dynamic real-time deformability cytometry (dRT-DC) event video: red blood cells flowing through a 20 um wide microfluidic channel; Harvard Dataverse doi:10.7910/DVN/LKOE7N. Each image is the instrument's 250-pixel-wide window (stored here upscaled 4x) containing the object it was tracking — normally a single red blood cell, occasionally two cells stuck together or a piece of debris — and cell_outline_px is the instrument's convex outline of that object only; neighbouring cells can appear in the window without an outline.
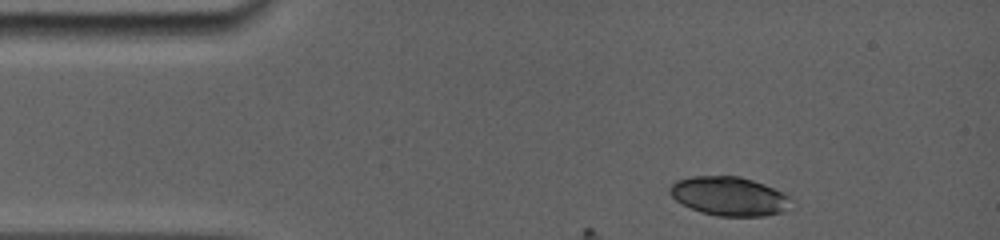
{"species": "common noctule bat (a hibernating species)", "species_latin": "Nyctalus noctula", "temperature_condition": "room temperature", "stored_images_in_passage": 18, "camera_frame_rate_fps": 5000, "um_per_image_px": 0.085, "animal": {"sex": "female", "body_mass_g": 19.0, "forearm_length_mm": 56.7}, "frame": {"image": 1, "passage_image": 1, "time_ms": 0.0, "image_size_px": [1000, 240], "cell_outline_px": [[796, 208], [784, 212], [764, 216], [716, 216], [700, 212], [676, 200], [668, 192], [668, 188], [676, 180], [692, 176], [740, 176], [764, 184], [784, 192], [792, 200]], "centroid_in_image_um": [62.06, 16.69], "position_along_channel_um": 22.9, "area_um2": 27.98}}